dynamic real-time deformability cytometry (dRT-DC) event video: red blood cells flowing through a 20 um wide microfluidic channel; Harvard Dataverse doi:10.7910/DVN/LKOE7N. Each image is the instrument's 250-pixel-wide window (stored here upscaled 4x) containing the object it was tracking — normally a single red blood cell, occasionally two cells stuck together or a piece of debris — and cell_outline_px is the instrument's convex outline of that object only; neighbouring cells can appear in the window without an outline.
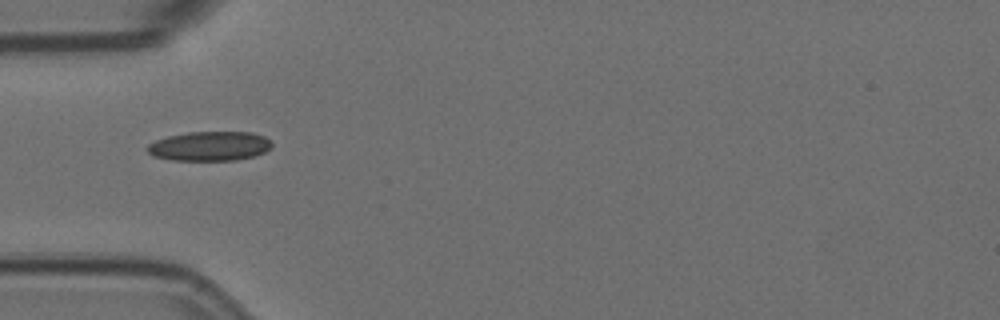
{"species": "Egyptian fruit bat (a non-hibernating species)", "species_latin": "Rousettus aegyptiacus", "temperature_condition": "room temperature", "stored_images_in_passage": 2, "camera_frame_rate_fps": 3000, "um_per_image_px": 0.085, "animal": {"sex": "female"}, "frame": {"image": 1, "passage_image": 1, "time_ms": 0.0, "image_size_px": [1000, 320], "cell_outline_px": [[272, 148], [264, 152], [252, 156], [236, 160], [172, 160], [152, 156], [144, 148], [148, 144], [156, 140], [168, 136], [188, 132], [252, 132], [264, 136], [272, 140]], "centroid_in_image_um": [17.81, 12.42], "position_along_channel_um": 67.2, "area_um2": 21.5}}
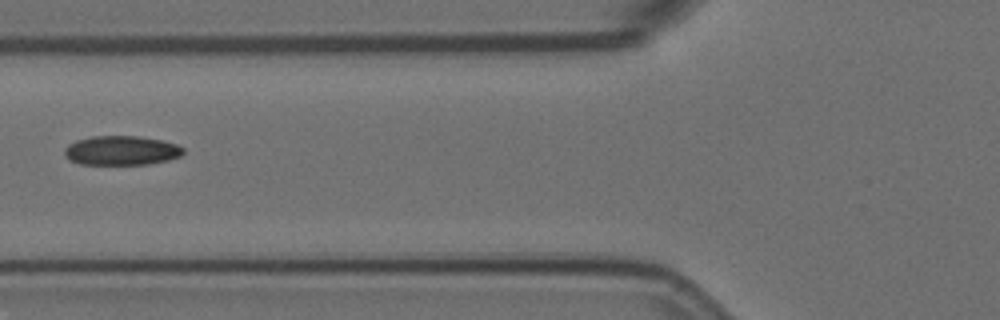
{"frame": {"image": 2, "passage_image": 2, "time_ms": 0.333, "image_size_px": [1000, 320], "cell_outline_px": [[184, 152], [180, 156], [168, 160], [148, 164], [80, 164], [64, 156], [64, 148], [68, 144], [76, 140], [92, 136], [136, 136], [160, 140], [176, 144], [184, 148]], "centroid_in_image_um": [10.3, 12.79], "position_along_channel_um": 115.5, "area_um2": 20.23}}